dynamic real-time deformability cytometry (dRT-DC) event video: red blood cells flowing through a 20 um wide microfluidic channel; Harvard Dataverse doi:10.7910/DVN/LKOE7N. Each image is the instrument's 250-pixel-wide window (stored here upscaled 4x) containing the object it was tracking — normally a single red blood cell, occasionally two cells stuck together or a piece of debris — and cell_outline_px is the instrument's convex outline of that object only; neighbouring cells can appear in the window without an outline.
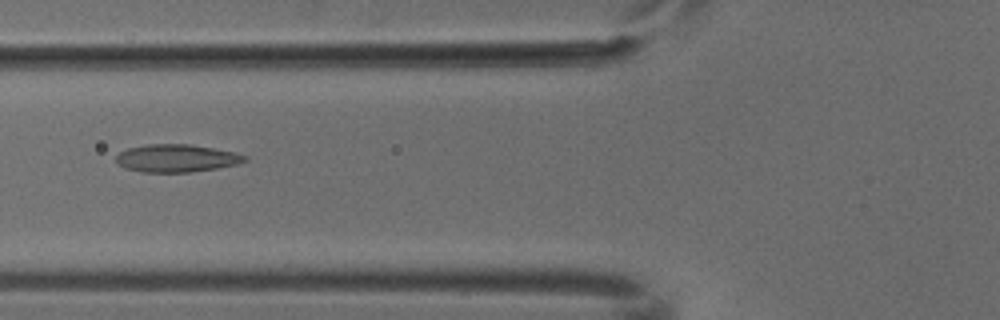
{"species": "common noctule bat (a hibernating species)", "species_latin": "Nyctalus noctula", "temperature_condition": "cold", "stored_images_in_passage": 5, "camera_frame_rate_fps": 3000, "um_per_image_px": 0.085, "animal": {"sex": "male", "body_mass_g": 18.8}, "frame": {"image": 1, "passage_image": 5, "time_ms": 1.333, "image_size_px": [1000, 320], "cell_outline_px": [[248, 160], [236, 164], [216, 168], [188, 172], [144, 172], [124, 168], [116, 160], [116, 156], [120, 152], [128, 148], [148, 144], [188, 144], [236, 152], [248, 156]], "centroid_in_image_um": [15.02, 13.44], "position_along_channel_um": 110.8, "area_um2": 20.63}}